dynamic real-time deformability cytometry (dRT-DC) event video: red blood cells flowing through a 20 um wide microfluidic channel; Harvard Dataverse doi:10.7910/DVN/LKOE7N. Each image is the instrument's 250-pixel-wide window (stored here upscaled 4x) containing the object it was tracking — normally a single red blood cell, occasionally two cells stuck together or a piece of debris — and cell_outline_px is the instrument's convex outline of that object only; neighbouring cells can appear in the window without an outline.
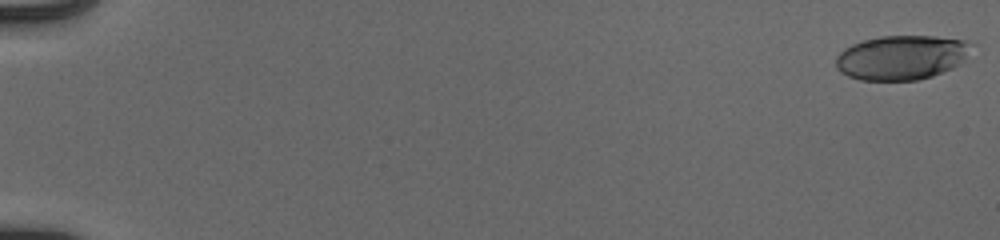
{"species": "human", "species_latin": "Homo sapiens", "temperature_condition": "cold", "stored_images_in_passage": 54, "camera_frame_rate_fps": 3000, "um_per_image_px": 0.085, "donor": {"sex": "male"}, "frame": {"image": 1, "passage_image": 1, "time_ms": 0.0, "image_size_px": [1000, 240], "cell_outline_px": [[976, 44], [964, 60], [960, 64], [952, 68], [932, 76], [916, 80], [860, 80], [848, 76], [840, 72], [836, 68], [836, 56], [844, 48], [860, 40], [880, 36], [936, 36], [964, 40]], "centroid_in_image_um": [76.64, 4.87], "position_along_channel_um": 8.4, "area_um2": 35.49}}
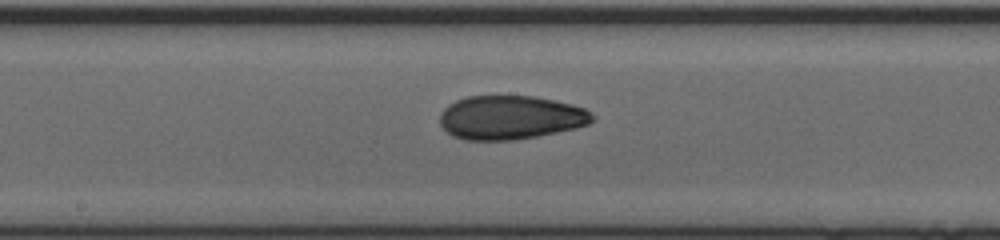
{"frame": {"image": 2, "passage_image": 31, "time_ms": 10.0, "image_size_px": [1000, 240], "cell_outline_px": [[596, 116], [588, 124], [576, 128], [536, 136], [512, 140], [464, 140], [452, 136], [440, 124], [440, 112], [448, 104], [456, 100], [468, 96], [532, 96], [572, 104], [584, 108], [592, 112]], "centroid_in_image_um": [43.38, 9.98], "position_along_channel_um": 204.8, "area_um2": 38.96}}
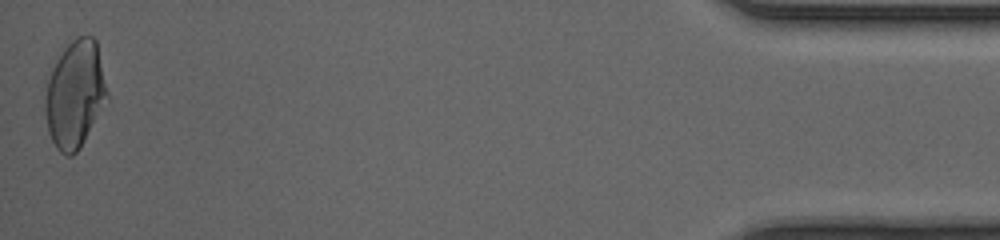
{"frame": {"image": 3, "passage_image": 54, "time_ms": 17.667, "image_size_px": [1000, 240], "cell_outline_px": [[108, 96], [80, 148], [72, 156], [68, 156], [60, 152], [56, 148], [48, 132], [44, 112], [44, 96], [48, 80], [52, 68], [64, 40], [76, 36], [92, 36], [96, 40], [108, 92]], "centroid_in_image_um": [6.33, 7.95], "position_along_channel_um": 428.9, "area_um2": 39.19}, "authors_computed_cell_mechanics": {"area_um2": 37.3388, "velocity_mm_per_s": 3.9678, "shape_relaxation_time_tau1_ms": 5.0976, "shape_relaxation_time_tau2_ms": 1.7284, "deformation_change_tau1": 0.1895, "deformation_change_tau2": 0.0735}}